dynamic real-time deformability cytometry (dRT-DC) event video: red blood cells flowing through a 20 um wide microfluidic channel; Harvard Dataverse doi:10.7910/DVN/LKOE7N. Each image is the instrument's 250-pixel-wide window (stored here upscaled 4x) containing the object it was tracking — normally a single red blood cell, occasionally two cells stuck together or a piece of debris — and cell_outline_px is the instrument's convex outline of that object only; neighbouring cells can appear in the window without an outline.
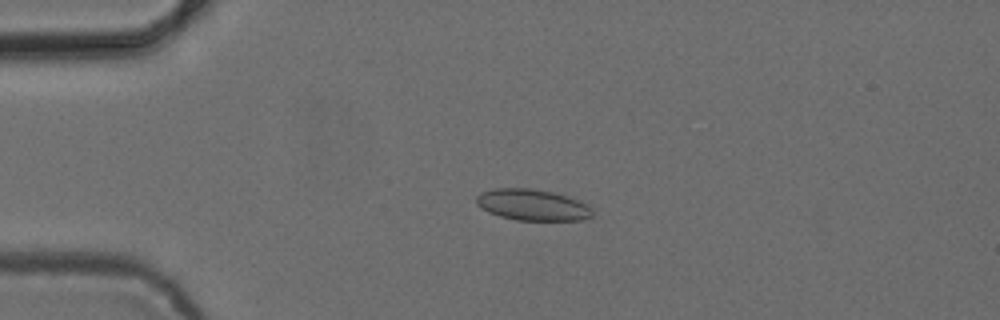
{"species": "common noctule bat (a hibernating species)", "species_latin": "Nyctalus noctula", "temperature_condition": "cold", "stored_images_in_passage": 52, "camera_frame_rate_fps": 3000, "um_per_image_px": 0.085, "animal": {"sex": "female", "body_mass_g": 24.6, "forearm_length_mm": 56.2}, "frame": {"image": 1, "passage_image": 12, "time_ms": 3.667, "image_size_px": [1000, 320], "cell_outline_px": [[592, 216], [580, 220], [516, 220], [500, 216], [488, 212], [476, 204], [476, 196], [480, 192], [492, 188], [528, 188], [552, 192], [588, 204], [592, 208]], "centroid_in_image_um": [45.21, 17.41], "position_along_channel_um": 39.8, "area_um2": 21.04}}
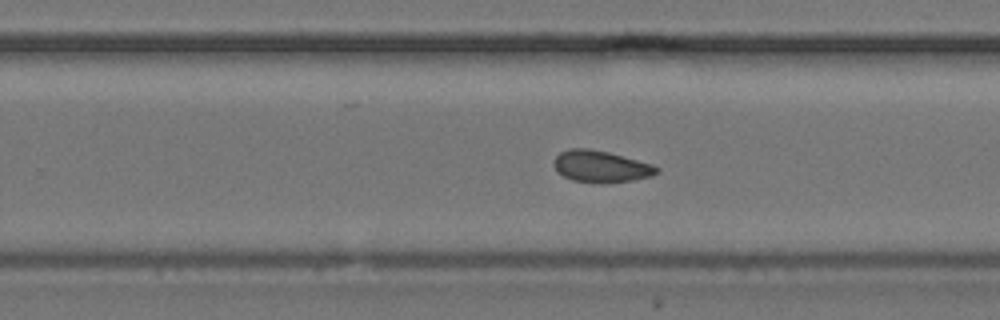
{"frame": {"image": 2, "passage_image": 33, "time_ms": 10.667, "image_size_px": [1000, 320], "cell_outline_px": [[660, 172], [652, 176], [632, 180], [604, 184], [600, 184], [572, 180], [564, 176], [552, 164], [552, 160], [560, 152], [568, 148], [588, 148], [608, 152], [652, 164], [660, 168]], "centroid_in_image_um": [51.08, 14.15], "position_along_channel_um": 278.7, "area_um2": 19.19}}
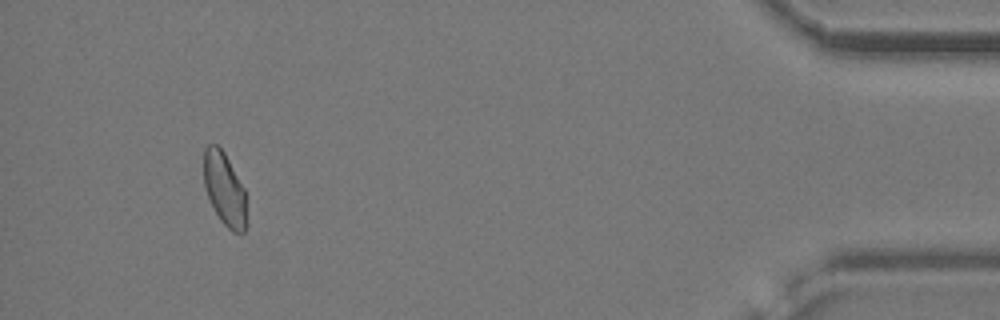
{"frame": {"image": 3, "passage_image": 49, "time_ms": 16.0, "image_size_px": [1000, 320], "cell_outline_px": [[248, 224], [244, 232], [232, 232], [220, 220], [208, 196], [204, 184], [204, 148], [208, 144], [216, 144], [224, 152], [244, 188]], "centroid_in_image_um": [19.1, 16.09], "position_along_channel_um": 416.1, "area_um2": 18.21}, "authors_computed_cell_mechanics": {"area_um2": 19.3052, "velocity_mm_per_s": 3.867, "shape_relaxation_time_tau1_ms": null, "shape_relaxation_time_tau2_ms": 3.3983, "deformation_change_tau1": null, "deformation_change_tau2": 0.0762}}